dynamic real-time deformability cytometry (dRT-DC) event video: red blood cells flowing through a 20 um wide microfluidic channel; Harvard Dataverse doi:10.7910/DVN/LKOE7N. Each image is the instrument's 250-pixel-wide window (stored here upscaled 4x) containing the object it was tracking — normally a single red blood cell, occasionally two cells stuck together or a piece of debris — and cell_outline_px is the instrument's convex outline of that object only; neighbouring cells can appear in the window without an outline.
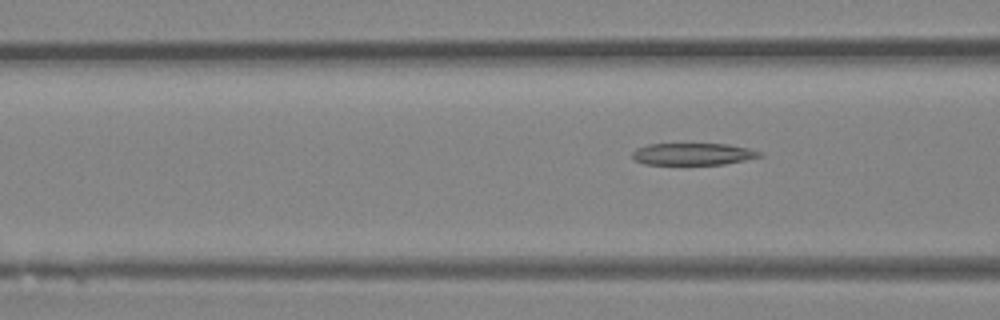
{"species": "Egyptian fruit bat (a non-hibernating species)", "species_latin": "Rousettus aegyptiacus", "temperature_condition": "room temperature", "stored_images_in_passage": 3, "segment_of_instrument_passage": [2, 2], "camera_frame_rate_fps": 3000, "um_per_image_px": 0.085, "animal": {"sex": "female"}, "frame": {"image": 1, "passage_image": 3, "time_ms": 0.667, "image_size_px": [1000, 320], "cell_outline_px": [[764, 156], [724, 164], [644, 164], [636, 160], [632, 156], [632, 152], [636, 148], [648, 144], [728, 144], [748, 148], [764, 152]], "centroid_in_image_um": [58.94, 13.09], "position_along_channel_um": 107.7, "area_um2": 16.3}}